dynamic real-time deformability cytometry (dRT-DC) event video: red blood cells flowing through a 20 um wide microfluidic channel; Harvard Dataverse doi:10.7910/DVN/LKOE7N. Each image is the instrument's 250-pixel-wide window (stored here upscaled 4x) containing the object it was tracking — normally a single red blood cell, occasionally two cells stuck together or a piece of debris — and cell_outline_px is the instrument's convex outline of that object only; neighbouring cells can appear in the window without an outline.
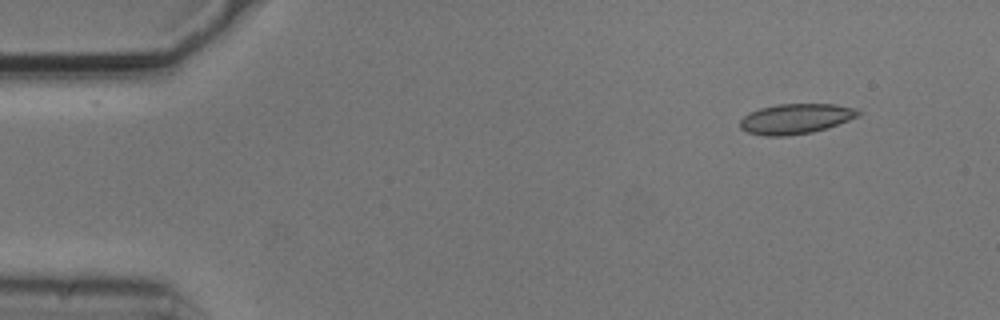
{"species": "common noctule bat (a hibernating species)", "species_latin": "Nyctalus noctula", "temperature_condition": "cold", "stored_images_in_passage": 4, "camera_frame_rate_fps": 3000, "um_per_image_px": 0.085, "animal": {"sex": "male", "body_mass_g": 20.5, "forearm_length_mm": 52.5}, "frame": {"image": 1, "passage_image": 1, "time_ms": 0.0, "image_size_px": [1000, 320], "cell_outline_px": [[860, 116], [812, 132], [788, 136], [764, 136], [748, 132], [740, 128], [740, 120], [744, 116], [760, 108], [776, 104], [836, 104], [856, 108], [860, 112]], "centroid_in_image_um": [67.63, 10.09], "position_along_channel_um": 17.4, "area_um2": 20.63}}
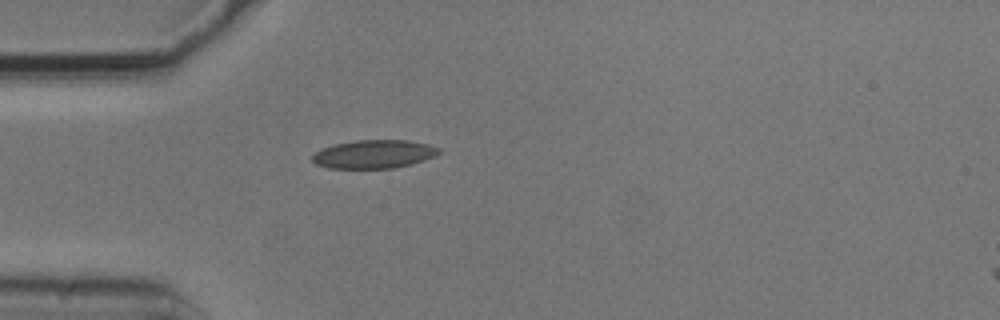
{"frame": {"image": 2, "passage_image": 3, "time_ms": 0.667, "image_size_px": [1000, 320], "cell_outline_px": [[440, 152], [436, 156], [412, 164], [392, 168], [328, 168], [316, 164], [312, 160], [312, 156], [320, 148], [332, 144], [356, 140], [408, 140], [428, 144], [440, 148]], "centroid_in_image_um": [31.78, 13.09], "position_along_channel_um": 53.2, "area_um2": 21.1}}